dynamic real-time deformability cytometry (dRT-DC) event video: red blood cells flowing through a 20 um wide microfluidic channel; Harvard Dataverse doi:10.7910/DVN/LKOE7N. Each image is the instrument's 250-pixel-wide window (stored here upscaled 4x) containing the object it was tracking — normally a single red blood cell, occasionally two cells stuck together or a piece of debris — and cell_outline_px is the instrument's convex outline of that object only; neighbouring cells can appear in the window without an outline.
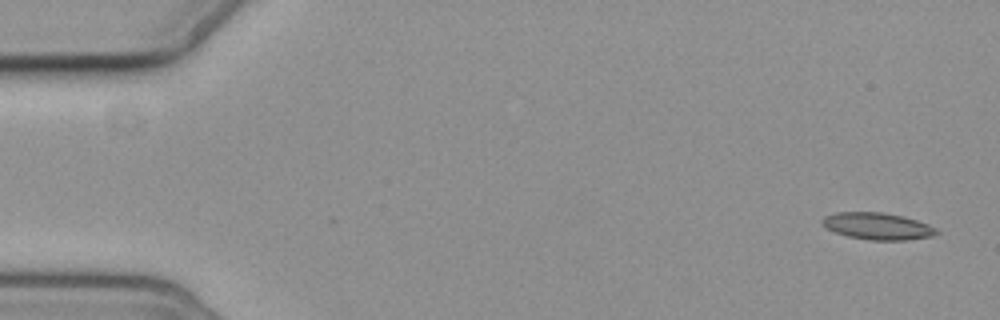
{"species": "common noctule bat (a hibernating species)", "species_latin": "Nyctalus noctula", "temperature_condition": "cold", "stored_images_in_passage": 5, "camera_frame_rate_fps": 3000, "um_per_image_px": 0.085, "animal": {"sex": "female", "body_mass_g": 19.3, "forearm_length_mm": 54.1}, "frame": {"image": 1, "passage_image": 1, "time_ms": 0.0, "image_size_px": [1000, 320], "cell_outline_px": [[940, 232], [932, 236], [904, 240], [868, 240], [848, 236], [836, 232], [828, 228], [820, 220], [824, 216], [836, 212], [880, 212], [904, 216], [928, 224], [936, 228]], "centroid_in_image_um": [74.6, 19.22], "position_along_channel_um": 10.4, "area_um2": 17.8}}
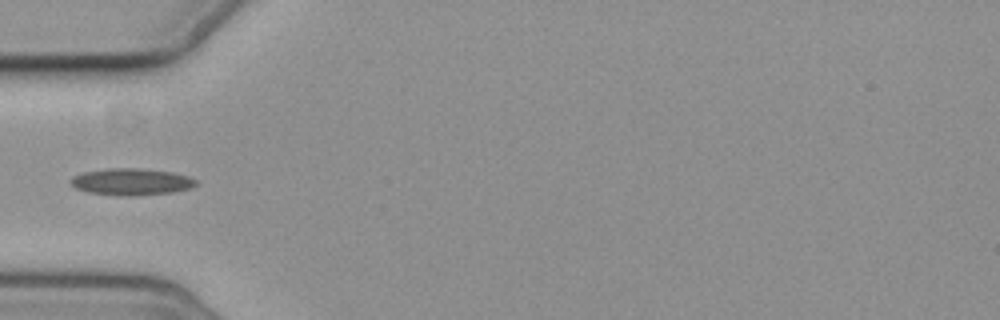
{"frame": {"image": 2, "passage_image": 5, "time_ms": 5.667, "image_size_px": [1000, 320], "cell_outline_px": [[196, 184], [192, 188], [172, 192], [136, 196], [116, 196], [88, 192], [76, 188], [68, 180], [72, 176], [84, 172], [112, 168], [140, 168], [172, 172], [188, 176], [196, 180]], "centroid_in_image_um": [11.16, 15.46], "position_along_channel_um": 73.8, "area_um2": 19.65}}